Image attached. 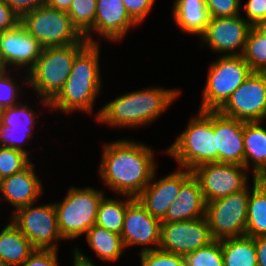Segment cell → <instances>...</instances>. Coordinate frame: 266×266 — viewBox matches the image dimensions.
Segmentation results:
<instances>
[{
  "mask_svg": "<svg viewBox=\"0 0 266 266\" xmlns=\"http://www.w3.org/2000/svg\"><path fill=\"white\" fill-rule=\"evenodd\" d=\"M35 167L31 160L23 169L0 180V202L6 200L8 205L15 208L12 212L36 203L44 194V185L41 178L36 175Z\"/></svg>",
  "mask_w": 266,
  "mask_h": 266,
  "instance_id": "cell-20",
  "label": "cell"
},
{
  "mask_svg": "<svg viewBox=\"0 0 266 266\" xmlns=\"http://www.w3.org/2000/svg\"><path fill=\"white\" fill-rule=\"evenodd\" d=\"M253 28L264 38H266V19L256 23Z\"/></svg>",
  "mask_w": 266,
  "mask_h": 266,
  "instance_id": "cell-46",
  "label": "cell"
},
{
  "mask_svg": "<svg viewBox=\"0 0 266 266\" xmlns=\"http://www.w3.org/2000/svg\"><path fill=\"white\" fill-rule=\"evenodd\" d=\"M97 0H73L67 12L73 26L84 37L94 26Z\"/></svg>",
  "mask_w": 266,
  "mask_h": 266,
  "instance_id": "cell-31",
  "label": "cell"
},
{
  "mask_svg": "<svg viewBox=\"0 0 266 266\" xmlns=\"http://www.w3.org/2000/svg\"><path fill=\"white\" fill-rule=\"evenodd\" d=\"M252 181L251 187L206 203L205 217L214 240L246 235L248 198L257 184L254 178Z\"/></svg>",
  "mask_w": 266,
  "mask_h": 266,
  "instance_id": "cell-9",
  "label": "cell"
},
{
  "mask_svg": "<svg viewBox=\"0 0 266 266\" xmlns=\"http://www.w3.org/2000/svg\"><path fill=\"white\" fill-rule=\"evenodd\" d=\"M88 246L101 261L118 262L126 252L120 234L110 232L97 225L91 227L85 234Z\"/></svg>",
  "mask_w": 266,
  "mask_h": 266,
  "instance_id": "cell-26",
  "label": "cell"
},
{
  "mask_svg": "<svg viewBox=\"0 0 266 266\" xmlns=\"http://www.w3.org/2000/svg\"><path fill=\"white\" fill-rule=\"evenodd\" d=\"M155 170L149 184L136 197L146 211L162 220L168 208L178 198L181 185L193 174L191 170L177 167L175 171L156 179Z\"/></svg>",
  "mask_w": 266,
  "mask_h": 266,
  "instance_id": "cell-17",
  "label": "cell"
},
{
  "mask_svg": "<svg viewBox=\"0 0 266 266\" xmlns=\"http://www.w3.org/2000/svg\"><path fill=\"white\" fill-rule=\"evenodd\" d=\"M248 171L244 165L218 162L204 163L192 170L206 203L244 190L251 184Z\"/></svg>",
  "mask_w": 266,
  "mask_h": 266,
  "instance_id": "cell-11",
  "label": "cell"
},
{
  "mask_svg": "<svg viewBox=\"0 0 266 266\" xmlns=\"http://www.w3.org/2000/svg\"><path fill=\"white\" fill-rule=\"evenodd\" d=\"M101 150L98 176L120 196L136 198L158 168L153 149L141 141L123 138L106 142Z\"/></svg>",
  "mask_w": 266,
  "mask_h": 266,
  "instance_id": "cell-1",
  "label": "cell"
},
{
  "mask_svg": "<svg viewBox=\"0 0 266 266\" xmlns=\"http://www.w3.org/2000/svg\"><path fill=\"white\" fill-rule=\"evenodd\" d=\"M258 266H266V237H255Z\"/></svg>",
  "mask_w": 266,
  "mask_h": 266,
  "instance_id": "cell-42",
  "label": "cell"
},
{
  "mask_svg": "<svg viewBox=\"0 0 266 266\" xmlns=\"http://www.w3.org/2000/svg\"><path fill=\"white\" fill-rule=\"evenodd\" d=\"M100 43H89L75 58L71 73L60 92L49 102L50 112L93 114L102 91Z\"/></svg>",
  "mask_w": 266,
  "mask_h": 266,
  "instance_id": "cell-3",
  "label": "cell"
},
{
  "mask_svg": "<svg viewBox=\"0 0 266 266\" xmlns=\"http://www.w3.org/2000/svg\"><path fill=\"white\" fill-rule=\"evenodd\" d=\"M224 266H258L255 238L241 236L221 240Z\"/></svg>",
  "mask_w": 266,
  "mask_h": 266,
  "instance_id": "cell-27",
  "label": "cell"
},
{
  "mask_svg": "<svg viewBox=\"0 0 266 266\" xmlns=\"http://www.w3.org/2000/svg\"><path fill=\"white\" fill-rule=\"evenodd\" d=\"M72 2L73 0H47L46 5L51 8L68 12Z\"/></svg>",
  "mask_w": 266,
  "mask_h": 266,
  "instance_id": "cell-44",
  "label": "cell"
},
{
  "mask_svg": "<svg viewBox=\"0 0 266 266\" xmlns=\"http://www.w3.org/2000/svg\"><path fill=\"white\" fill-rule=\"evenodd\" d=\"M160 233L161 220L150 215L138 199L133 198L127 204L120 234L125 249L137 245L141 246L139 253L159 249Z\"/></svg>",
  "mask_w": 266,
  "mask_h": 266,
  "instance_id": "cell-16",
  "label": "cell"
},
{
  "mask_svg": "<svg viewBox=\"0 0 266 266\" xmlns=\"http://www.w3.org/2000/svg\"><path fill=\"white\" fill-rule=\"evenodd\" d=\"M256 183L263 189V191L266 193V172H262L260 174H257L254 177Z\"/></svg>",
  "mask_w": 266,
  "mask_h": 266,
  "instance_id": "cell-45",
  "label": "cell"
},
{
  "mask_svg": "<svg viewBox=\"0 0 266 266\" xmlns=\"http://www.w3.org/2000/svg\"><path fill=\"white\" fill-rule=\"evenodd\" d=\"M6 71H8V67L6 66L0 52V75L4 74Z\"/></svg>",
  "mask_w": 266,
  "mask_h": 266,
  "instance_id": "cell-47",
  "label": "cell"
},
{
  "mask_svg": "<svg viewBox=\"0 0 266 266\" xmlns=\"http://www.w3.org/2000/svg\"><path fill=\"white\" fill-rule=\"evenodd\" d=\"M198 113V114H197ZM184 131L166 149L177 167L193 170L204 163L216 162V137L214 136V111H197Z\"/></svg>",
  "mask_w": 266,
  "mask_h": 266,
  "instance_id": "cell-5",
  "label": "cell"
},
{
  "mask_svg": "<svg viewBox=\"0 0 266 266\" xmlns=\"http://www.w3.org/2000/svg\"><path fill=\"white\" fill-rule=\"evenodd\" d=\"M263 122H244V166L252 178L266 172V127Z\"/></svg>",
  "mask_w": 266,
  "mask_h": 266,
  "instance_id": "cell-25",
  "label": "cell"
},
{
  "mask_svg": "<svg viewBox=\"0 0 266 266\" xmlns=\"http://www.w3.org/2000/svg\"><path fill=\"white\" fill-rule=\"evenodd\" d=\"M178 88L146 87L126 92L107 102L95 120L112 128H142L155 123L181 95Z\"/></svg>",
  "mask_w": 266,
  "mask_h": 266,
  "instance_id": "cell-2",
  "label": "cell"
},
{
  "mask_svg": "<svg viewBox=\"0 0 266 266\" xmlns=\"http://www.w3.org/2000/svg\"><path fill=\"white\" fill-rule=\"evenodd\" d=\"M36 112L33 106L31 108L22 101L0 110V146L20 150L30 157V151L26 150L24 145L34 138L33 130L39 116Z\"/></svg>",
  "mask_w": 266,
  "mask_h": 266,
  "instance_id": "cell-18",
  "label": "cell"
},
{
  "mask_svg": "<svg viewBox=\"0 0 266 266\" xmlns=\"http://www.w3.org/2000/svg\"><path fill=\"white\" fill-rule=\"evenodd\" d=\"M105 192L93 187L71 186L61 202H54L58 226L65 240L79 239L95 225L98 206Z\"/></svg>",
  "mask_w": 266,
  "mask_h": 266,
  "instance_id": "cell-6",
  "label": "cell"
},
{
  "mask_svg": "<svg viewBox=\"0 0 266 266\" xmlns=\"http://www.w3.org/2000/svg\"><path fill=\"white\" fill-rule=\"evenodd\" d=\"M35 250L11 221L0 231V266H21Z\"/></svg>",
  "mask_w": 266,
  "mask_h": 266,
  "instance_id": "cell-24",
  "label": "cell"
},
{
  "mask_svg": "<svg viewBox=\"0 0 266 266\" xmlns=\"http://www.w3.org/2000/svg\"><path fill=\"white\" fill-rule=\"evenodd\" d=\"M21 18L3 1L0 0V32L15 28Z\"/></svg>",
  "mask_w": 266,
  "mask_h": 266,
  "instance_id": "cell-40",
  "label": "cell"
},
{
  "mask_svg": "<svg viewBox=\"0 0 266 266\" xmlns=\"http://www.w3.org/2000/svg\"><path fill=\"white\" fill-rule=\"evenodd\" d=\"M132 199L133 197L127 195H123V200L104 196L98 206L95 225L121 234L127 204Z\"/></svg>",
  "mask_w": 266,
  "mask_h": 266,
  "instance_id": "cell-28",
  "label": "cell"
},
{
  "mask_svg": "<svg viewBox=\"0 0 266 266\" xmlns=\"http://www.w3.org/2000/svg\"><path fill=\"white\" fill-rule=\"evenodd\" d=\"M246 236L266 237V193L258 184L248 198Z\"/></svg>",
  "mask_w": 266,
  "mask_h": 266,
  "instance_id": "cell-29",
  "label": "cell"
},
{
  "mask_svg": "<svg viewBox=\"0 0 266 266\" xmlns=\"http://www.w3.org/2000/svg\"><path fill=\"white\" fill-rule=\"evenodd\" d=\"M156 0H122L130 17L139 25L150 14Z\"/></svg>",
  "mask_w": 266,
  "mask_h": 266,
  "instance_id": "cell-37",
  "label": "cell"
},
{
  "mask_svg": "<svg viewBox=\"0 0 266 266\" xmlns=\"http://www.w3.org/2000/svg\"><path fill=\"white\" fill-rule=\"evenodd\" d=\"M20 23L43 48L76 44L84 38L73 26L67 12L47 5L25 13Z\"/></svg>",
  "mask_w": 266,
  "mask_h": 266,
  "instance_id": "cell-8",
  "label": "cell"
},
{
  "mask_svg": "<svg viewBox=\"0 0 266 266\" xmlns=\"http://www.w3.org/2000/svg\"><path fill=\"white\" fill-rule=\"evenodd\" d=\"M136 26L139 25L130 17L122 0H97L94 26L84 38L89 43H100L92 36L98 34L111 43H120L129 29Z\"/></svg>",
  "mask_w": 266,
  "mask_h": 266,
  "instance_id": "cell-19",
  "label": "cell"
},
{
  "mask_svg": "<svg viewBox=\"0 0 266 266\" xmlns=\"http://www.w3.org/2000/svg\"><path fill=\"white\" fill-rule=\"evenodd\" d=\"M241 10L246 14L244 19L253 27L259 21L266 19V0H247L245 8Z\"/></svg>",
  "mask_w": 266,
  "mask_h": 266,
  "instance_id": "cell-39",
  "label": "cell"
},
{
  "mask_svg": "<svg viewBox=\"0 0 266 266\" xmlns=\"http://www.w3.org/2000/svg\"><path fill=\"white\" fill-rule=\"evenodd\" d=\"M32 203L14 211L11 222L31 242L35 249L58 250L60 240H65L60 233L54 202Z\"/></svg>",
  "mask_w": 266,
  "mask_h": 266,
  "instance_id": "cell-10",
  "label": "cell"
},
{
  "mask_svg": "<svg viewBox=\"0 0 266 266\" xmlns=\"http://www.w3.org/2000/svg\"><path fill=\"white\" fill-rule=\"evenodd\" d=\"M73 266H96L92 259L85 255L79 247L75 246L72 250Z\"/></svg>",
  "mask_w": 266,
  "mask_h": 266,
  "instance_id": "cell-43",
  "label": "cell"
},
{
  "mask_svg": "<svg viewBox=\"0 0 266 266\" xmlns=\"http://www.w3.org/2000/svg\"><path fill=\"white\" fill-rule=\"evenodd\" d=\"M43 47L19 23L15 28L0 32V52L8 70L22 71L23 85L28 87V73L40 57ZM12 68V69H11ZM14 68V69H13Z\"/></svg>",
  "mask_w": 266,
  "mask_h": 266,
  "instance_id": "cell-15",
  "label": "cell"
},
{
  "mask_svg": "<svg viewBox=\"0 0 266 266\" xmlns=\"http://www.w3.org/2000/svg\"><path fill=\"white\" fill-rule=\"evenodd\" d=\"M89 44L83 38L79 43L43 48L32 70L28 73V86L39 97V103L49 108V102L63 88L76 56Z\"/></svg>",
  "mask_w": 266,
  "mask_h": 266,
  "instance_id": "cell-4",
  "label": "cell"
},
{
  "mask_svg": "<svg viewBox=\"0 0 266 266\" xmlns=\"http://www.w3.org/2000/svg\"><path fill=\"white\" fill-rule=\"evenodd\" d=\"M251 73L242 55H218L208 66L199 111H218Z\"/></svg>",
  "mask_w": 266,
  "mask_h": 266,
  "instance_id": "cell-7",
  "label": "cell"
},
{
  "mask_svg": "<svg viewBox=\"0 0 266 266\" xmlns=\"http://www.w3.org/2000/svg\"><path fill=\"white\" fill-rule=\"evenodd\" d=\"M30 161L26 153L0 146V180L23 169Z\"/></svg>",
  "mask_w": 266,
  "mask_h": 266,
  "instance_id": "cell-33",
  "label": "cell"
},
{
  "mask_svg": "<svg viewBox=\"0 0 266 266\" xmlns=\"http://www.w3.org/2000/svg\"><path fill=\"white\" fill-rule=\"evenodd\" d=\"M252 72H266V38L250 29L242 54Z\"/></svg>",
  "mask_w": 266,
  "mask_h": 266,
  "instance_id": "cell-30",
  "label": "cell"
},
{
  "mask_svg": "<svg viewBox=\"0 0 266 266\" xmlns=\"http://www.w3.org/2000/svg\"><path fill=\"white\" fill-rule=\"evenodd\" d=\"M20 18L37 7L46 5L47 0H3Z\"/></svg>",
  "mask_w": 266,
  "mask_h": 266,
  "instance_id": "cell-41",
  "label": "cell"
},
{
  "mask_svg": "<svg viewBox=\"0 0 266 266\" xmlns=\"http://www.w3.org/2000/svg\"><path fill=\"white\" fill-rule=\"evenodd\" d=\"M185 266H224L221 240H213L207 246L184 256Z\"/></svg>",
  "mask_w": 266,
  "mask_h": 266,
  "instance_id": "cell-32",
  "label": "cell"
},
{
  "mask_svg": "<svg viewBox=\"0 0 266 266\" xmlns=\"http://www.w3.org/2000/svg\"><path fill=\"white\" fill-rule=\"evenodd\" d=\"M58 250L36 249L21 266H58Z\"/></svg>",
  "mask_w": 266,
  "mask_h": 266,
  "instance_id": "cell-38",
  "label": "cell"
},
{
  "mask_svg": "<svg viewBox=\"0 0 266 266\" xmlns=\"http://www.w3.org/2000/svg\"><path fill=\"white\" fill-rule=\"evenodd\" d=\"M171 12L174 23L183 33L196 35L198 38L211 18L205 0H175Z\"/></svg>",
  "mask_w": 266,
  "mask_h": 266,
  "instance_id": "cell-23",
  "label": "cell"
},
{
  "mask_svg": "<svg viewBox=\"0 0 266 266\" xmlns=\"http://www.w3.org/2000/svg\"><path fill=\"white\" fill-rule=\"evenodd\" d=\"M251 28L241 15L210 18L205 31L199 37V47L207 46L212 52L220 53V56L242 55Z\"/></svg>",
  "mask_w": 266,
  "mask_h": 266,
  "instance_id": "cell-13",
  "label": "cell"
},
{
  "mask_svg": "<svg viewBox=\"0 0 266 266\" xmlns=\"http://www.w3.org/2000/svg\"><path fill=\"white\" fill-rule=\"evenodd\" d=\"M211 18L241 15V0H205Z\"/></svg>",
  "mask_w": 266,
  "mask_h": 266,
  "instance_id": "cell-36",
  "label": "cell"
},
{
  "mask_svg": "<svg viewBox=\"0 0 266 266\" xmlns=\"http://www.w3.org/2000/svg\"><path fill=\"white\" fill-rule=\"evenodd\" d=\"M218 111L243 122L265 121L266 72H252Z\"/></svg>",
  "mask_w": 266,
  "mask_h": 266,
  "instance_id": "cell-12",
  "label": "cell"
},
{
  "mask_svg": "<svg viewBox=\"0 0 266 266\" xmlns=\"http://www.w3.org/2000/svg\"><path fill=\"white\" fill-rule=\"evenodd\" d=\"M140 266H185L184 256L160 249L138 253Z\"/></svg>",
  "mask_w": 266,
  "mask_h": 266,
  "instance_id": "cell-35",
  "label": "cell"
},
{
  "mask_svg": "<svg viewBox=\"0 0 266 266\" xmlns=\"http://www.w3.org/2000/svg\"><path fill=\"white\" fill-rule=\"evenodd\" d=\"M206 214V201L198 179L192 174L182 185L161 223L188 221Z\"/></svg>",
  "mask_w": 266,
  "mask_h": 266,
  "instance_id": "cell-22",
  "label": "cell"
},
{
  "mask_svg": "<svg viewBox=\"0 0 266 266\" xmlns=\"http://www.w3.org/2000/svg\"><path fill=\"white\" fill-rule=\"evenodd\" d=\"M12 72L16 71L8 70L0 75V110L21 102L19 95L22 96L23 87L18 84V81L13 77L15 74H12Z\"/></svg>",
  "mask_w": 266,
  "mask_h": 266,
  "instance_id": "cell-34",
  "label": "cell"
},
{
  "mask_svg": "<svg viewBox=\"0 0 266 266\" xmlns=\"http://www.w3.org/2000/svg\"><path fill=\"white\" fill-rule=\"evenodd\" d=\"M205 216L188 221L161 223L159 249L185 256L213 241Z\"/></svg>",
  "mask_w": 266,
  "mask_h": 266,
  "instance_id": "cell-14",
  "label": "cell"
},
{
  "mask_svg": "<svg viewBox=\"0 0 266 266\" xmlns=\"http://www.w3.org/2000/svg\"><path fill=\"white\" fill-rule=\"evenodd\" d=\"M216 162L244 165V122L214 111Z\"/></svg>",
  "mask_w": 266,
  "mask_h": 266,
  "instance_id": "cell-21",
  "label": "cell"
}]
</instances>
